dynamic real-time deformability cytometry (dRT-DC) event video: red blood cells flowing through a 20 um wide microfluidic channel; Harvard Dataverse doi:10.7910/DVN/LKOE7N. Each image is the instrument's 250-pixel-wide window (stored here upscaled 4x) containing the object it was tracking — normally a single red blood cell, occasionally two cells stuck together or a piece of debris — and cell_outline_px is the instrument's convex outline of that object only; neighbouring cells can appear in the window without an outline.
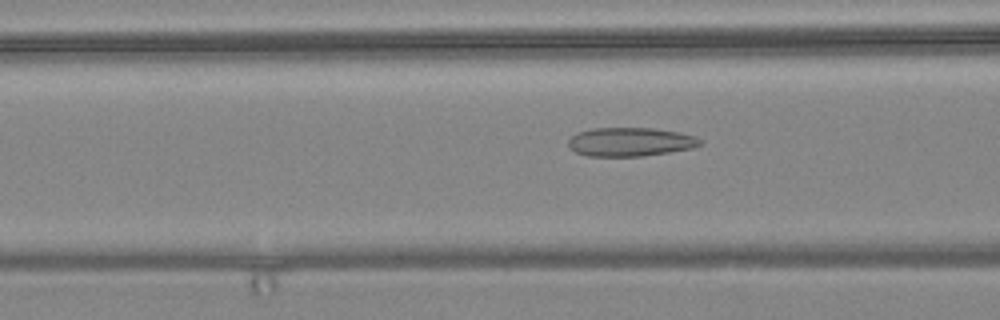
{"species": "common noctule bat (a hibernating species)", "species_latin": "Nyctalus noctula", "temperature_condition": "warm", "stored_images_in_passage": 56, "camera_frame_rate_fps": 3000, "um_per_image_px": 0.085, "animal": {"sex": "female", "body_mass_g": 24.6, "forearm_length_mm": 56.2}, "frame": {"image": 1, "passage_image": 21, "time_ms": 6.667, "image_size_px": [1000, 320], "cell_outline_px": [[704, 140], [700, 144], [692, 148], [644, 156], [588, 156], [576, 152], [568, 148], [568, 140], [576, 132], [592, 128], [652, 128], [680, 132], [696, 136]], "centroid_in_image_um": [53.56, 12.05], "position_along_channel_um": 113.0, "area_um2": 22.25}}
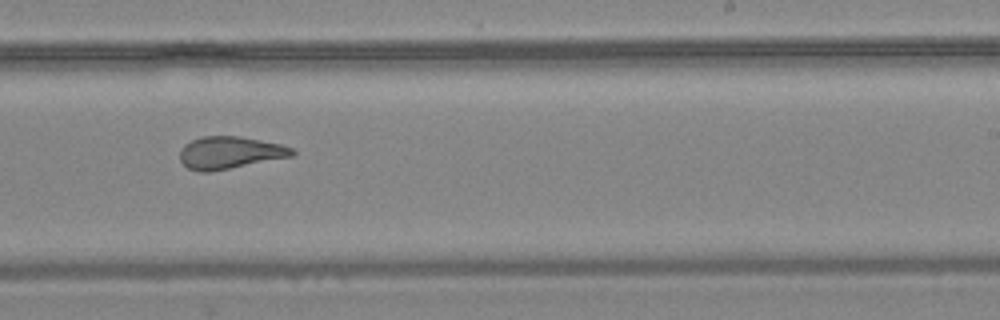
{"frame": {"image": 2, "passage_image": 34, "time_ms": 11.0, "image_size_px": [1000, 320], "cell_outline_px": [[296, 152], [292, 156], [208, 172], [200, 172], [188, 168], [180, 160], [180, 148], [184, 144], [192, 140], [204, 136], [240, 136], [280, 144], [292, 148]], "centroid_in_image_um": [19.5, 12.97], "position_along_channel_um": 269.5, "area_um2": 20.92}}
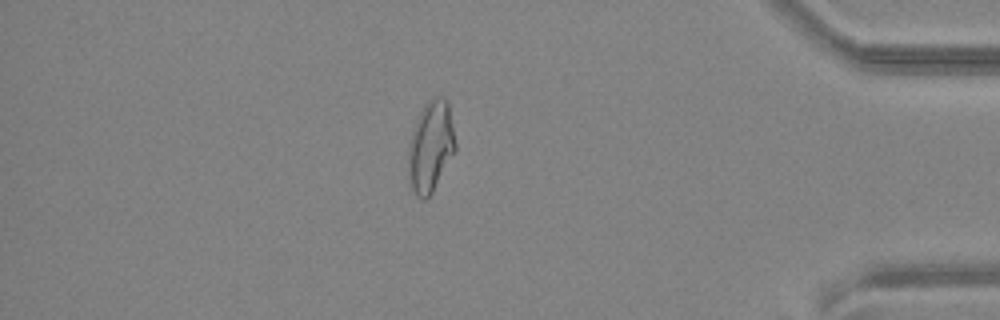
{"frame": {"image": 3, "passage_image": 48, "time_ms": 15.667, "image_size_px": [1000, 320], "cell_outline_px": [[456, 152], [432, 192], [424, 200], [416, 196], [412, 188], [408, 172], [408, 148], [412, 132], [420, 112], [424, 104], [428, 100], [436, 96], [444, 96], [448, 100], [456, 144]], "centroid_in_image_um": [36.63, 12.44], "position_along_channel_um": 398.6, "area_um2": 25.09}, "authors_computed_cell_mechanics": {"area_um2": 24.0448, "velocity_mm_per_s": 3.6098, "shape_relaxation_time_tau1_ms": null, "shape_relaxation_time_tau2_ms": 2.2678, "deformation_change_tau1": null, "deformation_change_tau2": 0.1045}}